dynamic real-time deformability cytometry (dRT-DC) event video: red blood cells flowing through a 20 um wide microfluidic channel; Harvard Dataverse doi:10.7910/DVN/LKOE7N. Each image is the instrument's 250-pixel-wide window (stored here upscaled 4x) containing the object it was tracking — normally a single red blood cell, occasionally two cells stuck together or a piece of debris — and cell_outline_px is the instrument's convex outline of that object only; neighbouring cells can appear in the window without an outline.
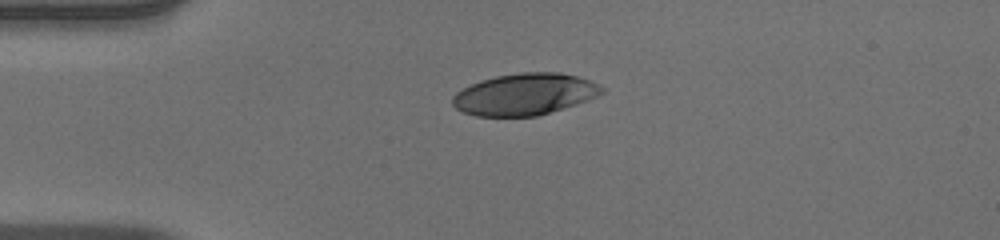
{"species": "human", "species_latin": "Homo sapiens", "temperature_condition": "warm", "stored_images_in_passage": 40, "camera_frame_rate_fps": 3000, "um_per_image_px": 0.085, "donor": {"sex": "male"}, "frame": {"image": 1, "passage_image": 1, "time_ms": 0.0, "image_size_px": [1000, 240], "cell_outline_px": [[604, 92], [588, 100], [576, 104], [536, 116], [476, 116], [464, 112], [456, 108], [452, 104], [452, 96], [456, 92], [480, 80], [496, 76], [520, 72], [560, 72], [576, 76], [600, 84], [604, 88]], "centroid_in_image_um": [44.59, 8.0], "position_along_channel_um": 40.4, "area_um2": 36.13}}
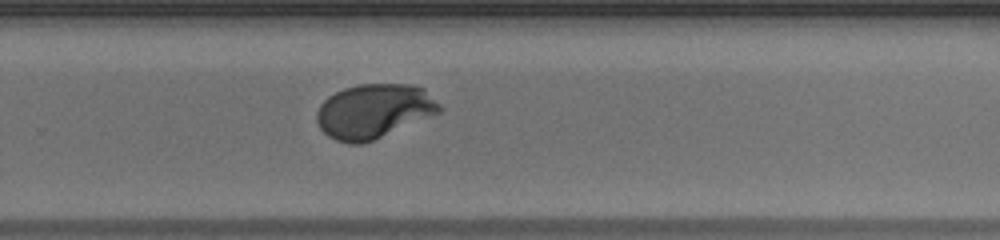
{"frame": {"image": 2, "passage_image": 23, "time_ms": 7.333, "image_size_px": [1000, 240], "cell_outline_px": [[444, 108], [440, 112], [364, 144], [348, 144], [336, 140], [328, 136], [320, 128], [316, 120], [316, 112], [320, 104], [328, 96], [344, 88], [360, 84], [412, 84], [424, 88]], "centroid_in_image_um": [31.77, 9.44], "position_along_channel_um": 298.0, "area_um2": 38.96}}
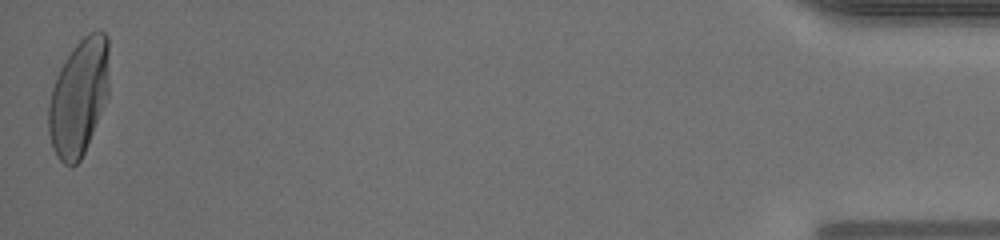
{"frame": {"image": 3, "passage_image": 40, "time_ms": 13.0, "image_size_px": [1000, 240], "cell_outline_px": [[108, 96], [88, 144], [80, 160], [72, 168], [64, 164], [56, 156], [52, 148], [48, 132], [48, 104], [52, 88], [56, 76], [64, 60], [76, 44], [88, 32], [104, 32], [108, 36]], "centroid_in_image_um": [6.68, 8.29], "position_along_channel_um": 428.5, "area_um2": 41.33}, "authors_computed_cell_mechanics": {"area_um2": 38.6971, "velocity_mm_per_s": 3.9277, "shape_relaxation_time_tau1_ms": 3.3259, "shape_relaxation_time_tau2_ms": null, "deformation_change_tau1": 0.2297, "deformation_change_tau2": null}}